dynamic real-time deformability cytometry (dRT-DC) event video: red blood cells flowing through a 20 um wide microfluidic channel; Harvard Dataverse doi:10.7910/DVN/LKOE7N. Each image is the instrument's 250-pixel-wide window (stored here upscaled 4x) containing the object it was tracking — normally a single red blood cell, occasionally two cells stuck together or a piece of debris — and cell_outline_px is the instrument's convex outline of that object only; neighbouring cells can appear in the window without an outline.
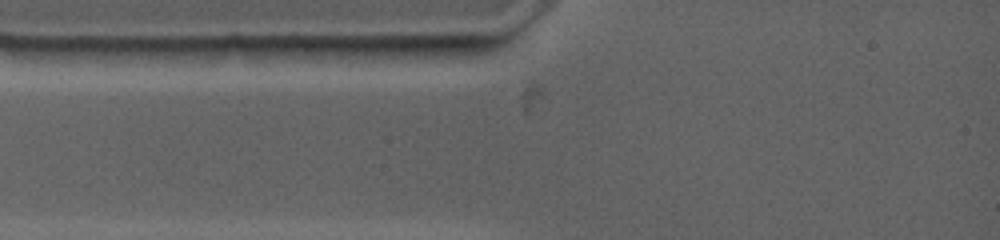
{"species": "common noctule bat (a hibernating species)", "species_latin": "Nyctalus noctula", "temperature_condition": "warm", "stored_images_in_passage": 1, "camera_frame_rate_fps": 4500, "um_per_image_px": 0.085, "animal": {"sex": "female", "body_mass_g": 19.0, "forearm_length_mm": 53.3}, "frame": {"image": 1, "passage_image": 1, "time_ms": 0.0, "image_size_px": [1000, 240], "cell_outline_px": [[452, 44], [448, 48], [432, 56], [340, 56], [304, 48], [300, 44]], "centroid_in_image_um": [32.2, 4.21], "position_along_channel_um": 52.8, "area_um2": 11.1}}